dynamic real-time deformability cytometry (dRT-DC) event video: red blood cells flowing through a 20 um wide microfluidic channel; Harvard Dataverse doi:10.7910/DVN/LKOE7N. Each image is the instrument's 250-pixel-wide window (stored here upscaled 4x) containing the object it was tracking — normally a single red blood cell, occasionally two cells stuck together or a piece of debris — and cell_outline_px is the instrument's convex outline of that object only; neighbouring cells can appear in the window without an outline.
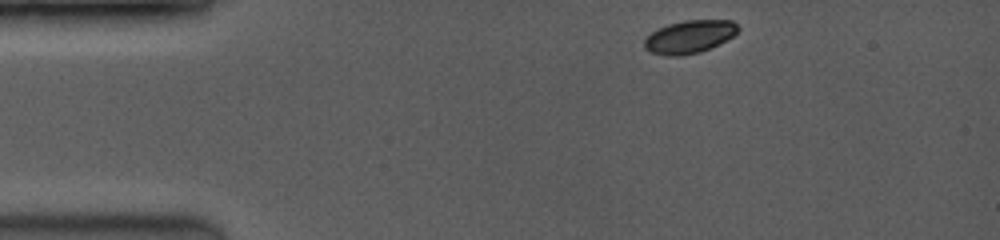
{"species": "common noctule bat (a hibernating species)", "species_latin": "Nyctalus noctula", "temperature_condition": "room temperature", "stored_images_in_passage": 8, "camera_frame_rate_fps": 3500, "um_per_image_px": 0.085, "animal": {"sex": "female", "body_mass_g": 19.0, "forearm_length_mm": 53.3}, "frame": {"image": 1, "passage_image": 1, "time_ms": 0.0, "image_size_px": [1000, 240], "cell_outline_px": [[740, 28], [732, 36], [700, 52], [680, 56], [668, 56], [652, 52], [644, 48], [644, 40], [652, 32], [668, 24], [684, 20], [732, 20]], "centroid_in_image_um": [58.58, 3.12], "position_along_channel_um": 26.4, "area_um2": 17.63}}